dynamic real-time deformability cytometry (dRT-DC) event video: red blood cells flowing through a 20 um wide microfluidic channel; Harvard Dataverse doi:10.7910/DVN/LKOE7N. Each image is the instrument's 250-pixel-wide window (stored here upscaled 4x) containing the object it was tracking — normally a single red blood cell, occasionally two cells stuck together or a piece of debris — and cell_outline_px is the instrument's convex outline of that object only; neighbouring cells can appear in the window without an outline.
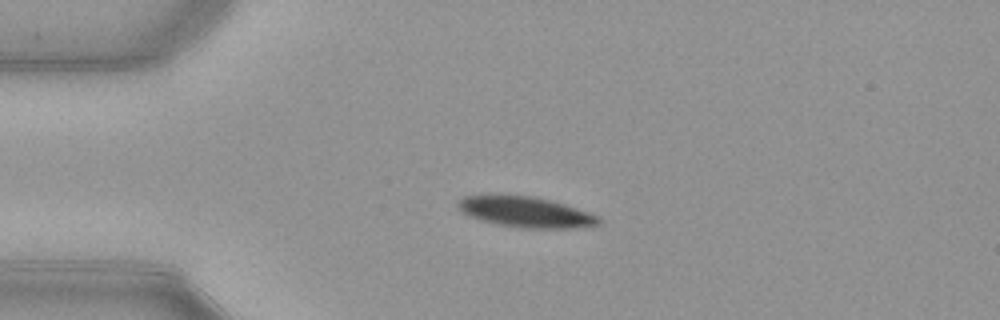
{"species": "common noctule bat (a hibernating species)", "species_latin": "Nyctalus noctula", "temperature_condition": "warm", "stored_images_in_passage": 41, "camera_frame_rate_fps": 3000, "um_per_image_px": 0.085, "animal": {"sex": "female", "body_mass_g": 21.9}, "frame": {"image": 1, "passage_image": 1, "time_ms": 0.0, "image_size_px": [1000, 320], "cell_outline_px": [[604, 220], [600, 224], [584, 228], [524, 228], [496, 224], [480, 220], [468, 216], [460, 212], [456, 204], [464, 196], [488, 192], [532, 196], [564, 204], [600, 216]], "centroid_in_image_um": [44.63, 17.99], "position_along_channel_um": 40.4, "area_um2": 26.01}}
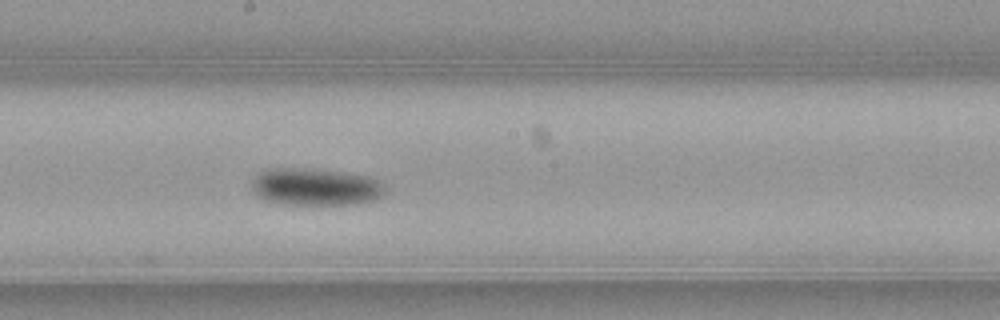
{"frame": {"image": 2, "passage_image": 17, "time_ms": 5.333, "image_size_px": [1000, 320], "cell_outline_px": [[384, 196], [376, 200], [360, 204], [280, 204], [264, 200], [256, 196], [252, 188], [252, 180], [256, 172], [264, 168], [304, 168], [340, 172], [372, 176], [380, 180], [384, 184]], "centroid_in_image_um": [26.81, 15.88], "position_along_channel_um": 221.4, "area_um2": 29.59}}
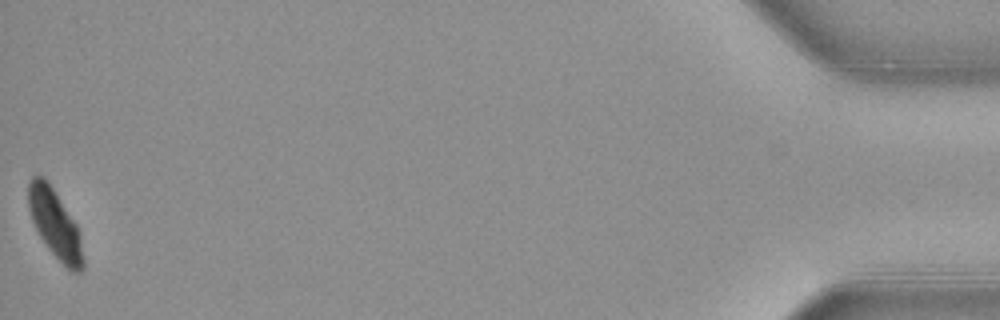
{"frame": {"image": 3, "passage_image": 41, "time_ms": 13.333, "image_size_px": [1000, 320], "cell_outline_px": [[84, 268], [80, 272], [72, 272], [48, 248], [40, 236], [32, 220], [28, 208], [28, 180], [32, 176], [44, 176], [76, 224], [84, 260]], "centroid_in_image_um": [4.65, 19.02], "position_along_channel_um": 430.6, "area_um2": 21.33}, "authors_computed_cell_mechanics": {"area_um2": 26.9926, "velocity_mm_per_s": 3.9012, "shape_relaxation_time_tau1_ms": 2.4923, "shape_relaxation_time_tau2_ms": null, "deformation_change_tau1": 0.1219, "deformation_change_tau2": null}}